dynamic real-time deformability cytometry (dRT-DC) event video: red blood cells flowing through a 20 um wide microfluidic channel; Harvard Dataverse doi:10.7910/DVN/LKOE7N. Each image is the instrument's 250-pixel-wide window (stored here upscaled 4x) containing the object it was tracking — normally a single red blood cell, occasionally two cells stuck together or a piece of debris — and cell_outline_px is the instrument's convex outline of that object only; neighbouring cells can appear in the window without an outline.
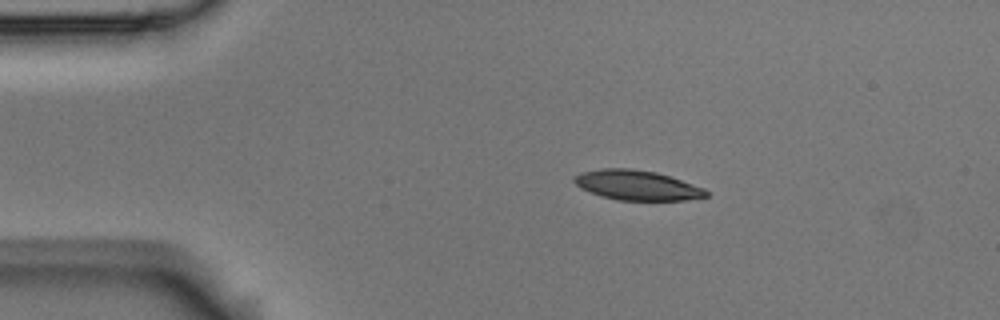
{"species": "Egyptian fruit bat (a non-hibernating species)", "species_latin": "Rousettus aegyptiacus", "temperature_condition": "room temperature", "stored_images_in_passage": 6, "camera_frame_rate_fps": 3000, "um_per_image_px": 0.085, "animal": {"sex": "male"}, "frame": {"image": 1, "passage_image": 2, "time_ms": 0.333, "image_size_px": [1000, 320], "cell_outline_px": [[708, 196], [684, 200], [616, 200], [580, 188], [572, 180], [580, 172], [604, 168], [632, 168], [656, 172], [704, 188], [708, 192]], "centroid_in_image_um": [54.13, 15.74], "position_along_channel_um": 30.9, "area_um2": 22.66}}
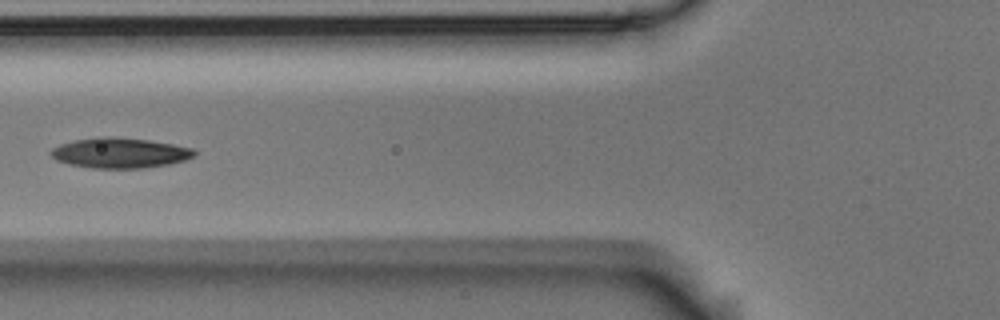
{"frame": {"image": 2, "passage_image": 5, "time_ms": 1.333, "image_size_px": [1000, 320], "cell_outline_px": [[196, 156], [184, 160], [168, 164], [144, 168], [92, 168], [72, 164], [56, 160], [48, 152], [52, 148], [60, 144], [76, 140], [96, 136], [112, 136], [148, 140], [172, 144], [192, 148], [196, 152]], "centroid_in_image_um": [10.18, 12.99], "position_along_channel_um": 115.6, "area_um2": 25.26}}
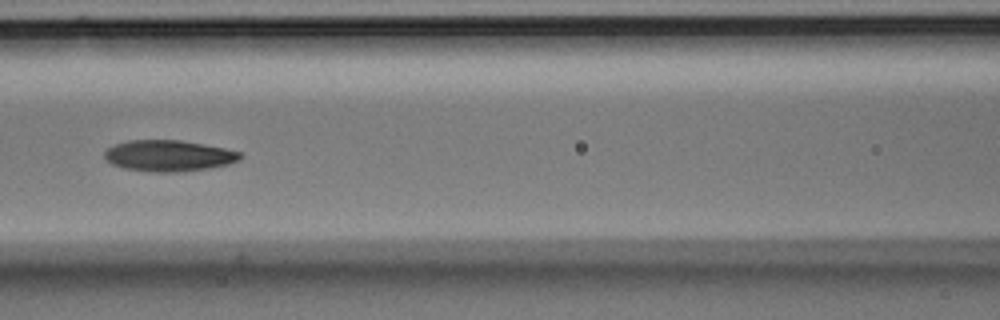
{"frame": {"image": 3, "passage_image": 6, "time_ms": 1.667, "image_size_px": [1000, 320], "cell_outline_px": [[244, 156], [228, 164], [208, 168], [180, 172], [152, 172], [124, 168], [112, 164], [104, 156], [104, 152], [108, 148], [116, 144], [128, 140], [180, 140], [224, 148], [240, 152]], "centroid_in_image_um": [14.33, 13.24], "position_along_channel_um": 152.3, "area_um2": 24.45}}